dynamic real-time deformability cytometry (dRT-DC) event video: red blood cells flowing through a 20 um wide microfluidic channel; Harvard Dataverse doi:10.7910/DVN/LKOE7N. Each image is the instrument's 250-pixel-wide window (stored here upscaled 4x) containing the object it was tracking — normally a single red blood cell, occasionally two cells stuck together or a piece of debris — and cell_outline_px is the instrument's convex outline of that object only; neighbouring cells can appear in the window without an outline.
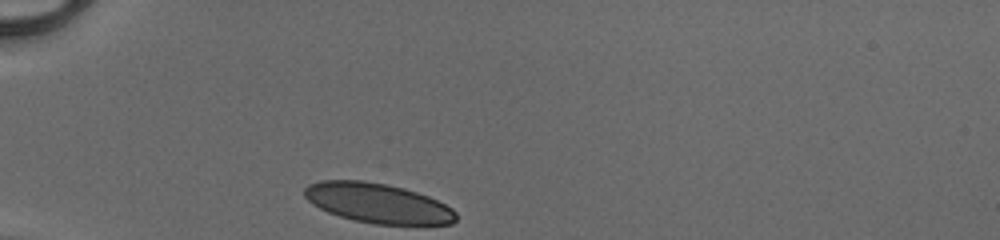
{"species": "human", "species_latin": "Homo sapiens", "temperature_condition": "cold", "stored_images_in_passage": 28, "camera_frame_rate_fps": 3000, "um_per_image_px": 0.085, "donor": {"sex": "male"}, "frame": {"image": 1, "passage_image": 1, "time_ms": 0.0, "image_size_px": [1000, 240], "cell_outline_px": [[456, 220], [452, 224], [372, 224], [340, 216], [328, 212], [312, 204], [304, 196], [304, 188], [308, 184], [320, 180], [364, 180], [388, 184], [404, 188], [428, 196], [452, 208], [456, 212]], "centroid_in_image_um": [32.09, 17.25], "position_along_channel_um": 52.9, "area_um2": 35.08}}
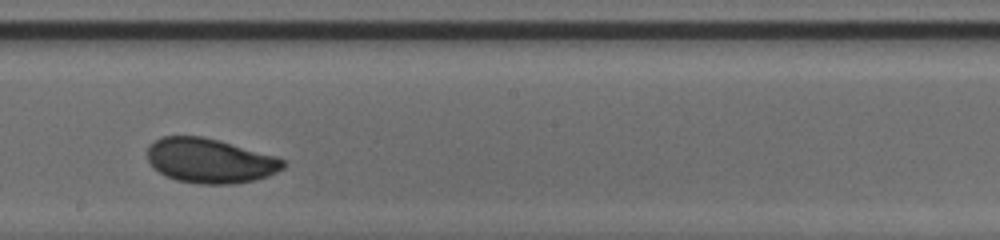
{"frame": {"image": 2, "passage_image": 16, "time_ms": 5.0, "image_size_px": [1000, 240], "cell_outline_px": [[288, 164], [284, 168], [268, 176], [256, 180], [232, 184], [196, 184], [176, 180], [164, 176], [152, 168], [148, 160], [148, 148], [160, 136], [200, 136], [216, 140], [276, 156], [284, 160]], "centroid_in_image_um": [17.84, 13.68], "position_along_channel_um": 230.4, "area_um2": 35.37}}
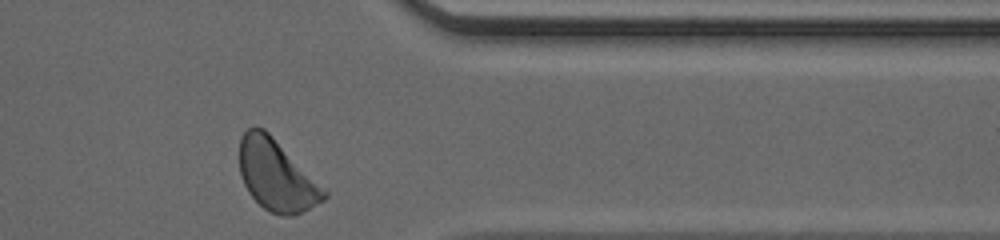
{"frame": {"image": 3, "passage_image": 28, "time_ms": 9.0, "image_size_px": [1000, 240], "cell_outline_px": [[328, 196], [324, 200], [292, 216], [280, 216], [264, 208], [248, 192], [240, 176], [240, 136], [252, 124], [256, 124], [264, 128], [328, 192]], "centroid_in_image_um": [23.47, 14.88], "position_along_channel_um": 387.9, "area_um2": 34.68}, "authors_computed_cell_mechanics": {"area_um2": 35.3158, "velocity_mm_per_s": 4.0805, "shape_relaxation_time_tau1_ms": 4.1188, "shape_relaxation_time_tau2_ms": 3.2105, "deformation_change_tau1": 0.1435, "deformation_change_tau2": 0.0584}}